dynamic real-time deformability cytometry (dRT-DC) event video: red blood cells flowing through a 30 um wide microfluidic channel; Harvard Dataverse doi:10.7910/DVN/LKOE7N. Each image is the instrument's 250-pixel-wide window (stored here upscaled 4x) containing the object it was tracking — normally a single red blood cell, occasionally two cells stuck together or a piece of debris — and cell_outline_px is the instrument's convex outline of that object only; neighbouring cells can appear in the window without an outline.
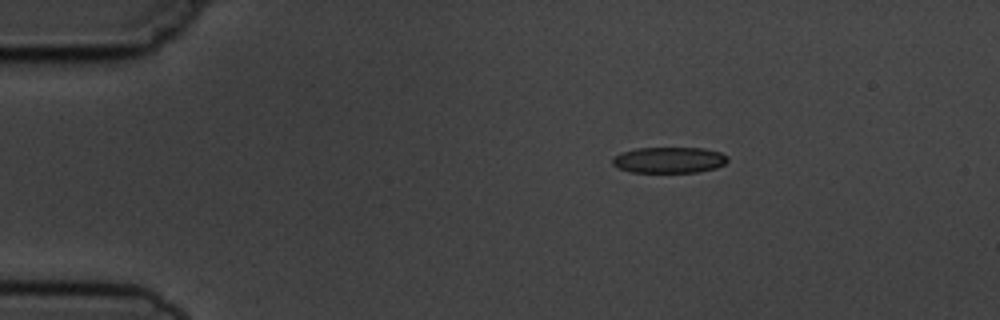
{"species": "common noctule bat (a hibernating species)", "species_latin": "Nyctalus noctula", "temperature_condition": "cold", "stored_images_in_passage": 3, "camera_frame_rate_fps": 3000, "um_per_image_px": 0.085, "animal": {"sex": "male", "body_mass_g": 19.5, "forearm_length_mm": 54.6}, "frame": {"image": 1, "passage_image": 1, "time_ms": 0.0, "image_size_px": [1000, 320], "cell_outline_px": [[728, 160], [724, 164], [716, 168], [696, 172], [632, 172], [616, 168], [612, 164], [612, 160], [620, 152], [636, 148], [704, 148], [720, 152], [728, 156]], "centroid_in_image_um": [56.86, 13.6], "position_along_channel_um": 28.1, "area_um2": 17.51}}
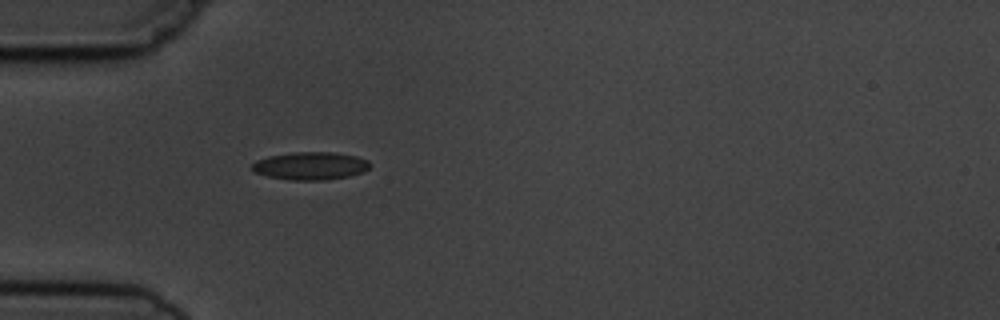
{"frame": {"image": 2, "passage_image": 3, "time_ms": 2.333, "image_size_px": [1000, 320], "cell_outline_px": [[372, 164], [364, 172], [348, 176], [324, 180], [292, 180], [268, 176], [256, 172], [252, 168], [252, 164], [256, 160], [268, 156], [292, 152], [336, 152], [356, 156], [368, 160]], "centroid_in_image_um": [26.42, 14.09], "position_along_channel_um": 58.6, "area_um2": 19.13}}